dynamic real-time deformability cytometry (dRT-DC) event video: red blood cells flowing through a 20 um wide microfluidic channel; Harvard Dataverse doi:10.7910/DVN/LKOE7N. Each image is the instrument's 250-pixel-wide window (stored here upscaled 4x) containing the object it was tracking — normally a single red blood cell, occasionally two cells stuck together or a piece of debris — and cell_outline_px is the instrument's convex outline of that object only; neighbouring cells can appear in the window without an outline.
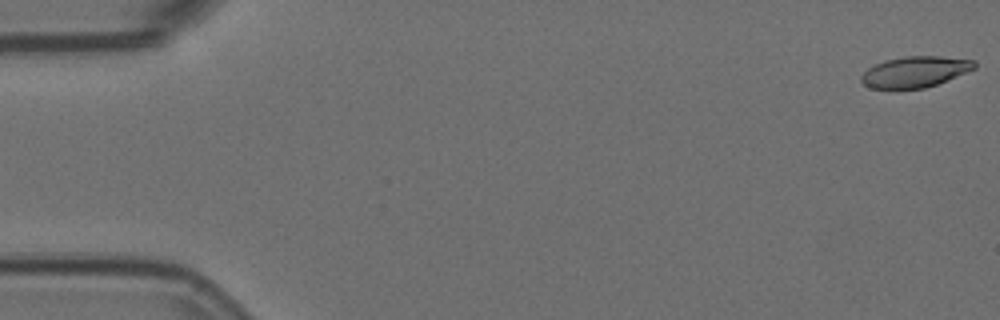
{"species": "Egyptian fruit bat (a non-hibernating species)", "species_latin": "Rousettus aegyptiacus", "temperature_condition": "room temperature", "stored_images_in_passage": 57, "camera_frame_rate_fps": 3000, "um_per_image_px": 0.085, "animal": {"sex": "female"}, "frame": {"image": 1, "passage_image": 1, "time_ms": 0.0, "image_size_px": [1000, 320], "cell_outline_px": [[976, 68], [936, 84], [924, 88], [872, 88], [864, 84], [860, 80], [860, 76], [868, 68], [884, 60], [904, 56], [940, 56], [976, 60]], "centroid_in_image_um": [77.78, 6.09], "position_along_channel_um": 7.2, "area_um2": 20.23}}
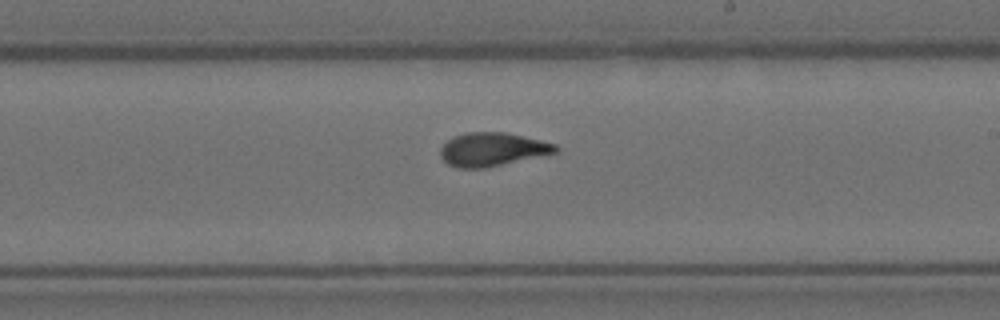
{"frame": {"image": 2, "passage_image": 33, "time_ms": 10.667, "image_size_px": [1000, 320], "cell_outline_px": [[560, 148], [556, 152], [484, 168], [456, 168], [448, 164], [440, 156], [440, 148], [452, 136], [464, 132], [504, 132], [540, 140], [556, 144]], "centroid_in_image_um": [41.8, 12.69], "position_along_channel_um": 247.2, "area_um2": 22.31}}
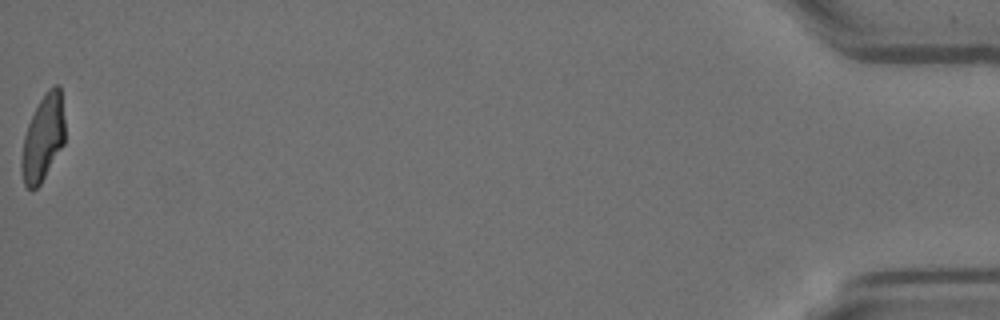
{"frame": {"image": 3, "passage_image": 57, "time_ms": 18.667, "image_size_px": [1000, 320], "cell_outline_px": [[64, 144], [40, 184], [32, 192], [24, 184], [20, 168], [20, 160], [24, 136], [28, 124], [44, 92], [52, 84], [60, 84], [64, 120]], "centroid_in_image_um": [3.65, 11.73], "position_along_channel_um": 431.6, "area_um2": 21.85}, "authors_computed_cell_mechanics": {"area_um2": 22.3108, "velocity_mm_per_s": 3.58, "shape_relaxation_time_tau1_ms": 5.9227, "shape_relaxation_time_tau2_ms": 1.7468, "deformation_change_tau1": 0.1962, "deformation_change_tau2": 0.0806}}